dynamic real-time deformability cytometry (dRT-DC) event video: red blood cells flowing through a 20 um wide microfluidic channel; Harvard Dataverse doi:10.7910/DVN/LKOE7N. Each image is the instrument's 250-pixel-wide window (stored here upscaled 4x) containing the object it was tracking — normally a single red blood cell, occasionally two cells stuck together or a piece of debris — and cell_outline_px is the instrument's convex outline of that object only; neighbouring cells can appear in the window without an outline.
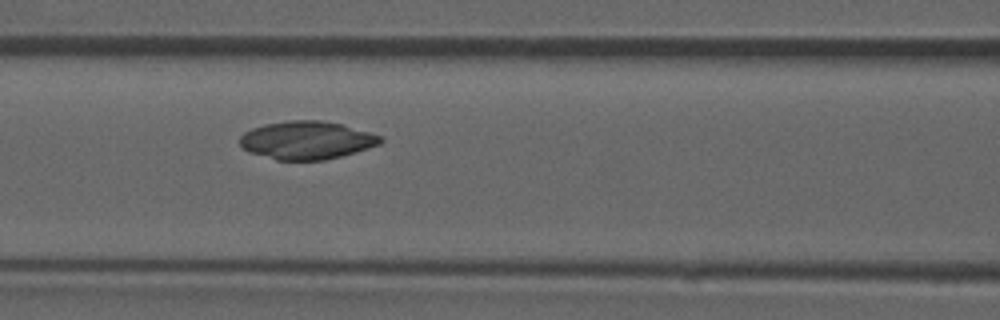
{"species": "common noctule bat (a hibernating species)", "species_latin": "Nyctalus noctula", "temperature_condition": "room temperature", "stored_images_in_passage": 53, "camera_frame_rate_fps": 3000, "um_per_image_px": 0.085, "animal": {"sex": "male", "forearm_length_mm": 52.5}, "frame": {"image": 1, "passage_image": 23, "time_ms": 7.333, "image_size_px": [1000, 320], "cell_outline_px": [[384, 140], [380, 144], [368, 148], [340, 156], [324, 160], [276, 160], [248, 152], [240, 144], [240, 136], [244, 132], [252, 128], [264, 124], [288, 120], [320, 120], [344, 124], [380, 136]], "centroid_in_image_um": [26.05, 11.91], "position_along_channel_um": 140.6, "area_um2": 31.21}}